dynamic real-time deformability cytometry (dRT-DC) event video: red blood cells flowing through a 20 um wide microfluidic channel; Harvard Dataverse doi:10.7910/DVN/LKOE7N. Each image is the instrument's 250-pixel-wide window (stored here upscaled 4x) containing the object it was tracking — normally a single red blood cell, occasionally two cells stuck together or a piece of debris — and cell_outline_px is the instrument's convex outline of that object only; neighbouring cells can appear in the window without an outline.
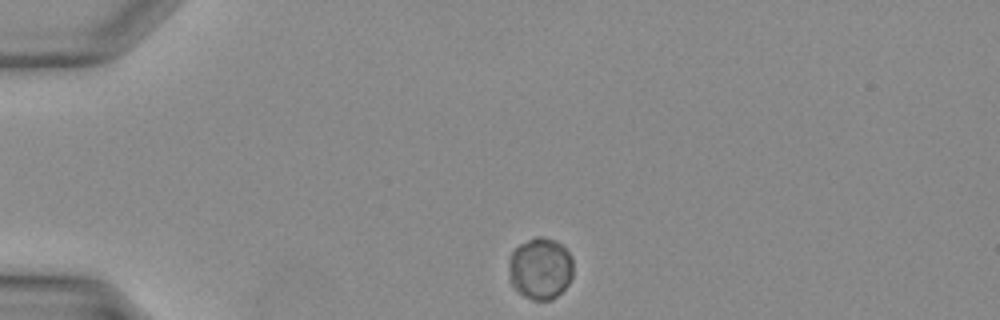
{"species": "Egyptian fruit bat (a non-hibernating species)", "species_latin": "Rousettus aegyptiacus", "temperature_condition": "warm", "stored_images_in_passage": 31, "camera_frame_rate_fps": 3000, "um_per_image_px": 0.085, "animal": {"sex": "female"}, "frame": {"image": 1, "passage_image": 1, "time_ms": 0.0, "image_size_px": [1000, 320], "cell_outline_px": [[572, 276], [568, 284], [552, 300], [532, 300], [524, 296], [512, 284], [508, 268], [512, 252], [520, 244], [536, 236], [540, 236], [552, 240], [560, 244], [568, 252], [572, 260]], "centroid_in_image_um": [45.93, 22.83], "position_along_channel_um": 39.1, "area_um2": 22.77}}
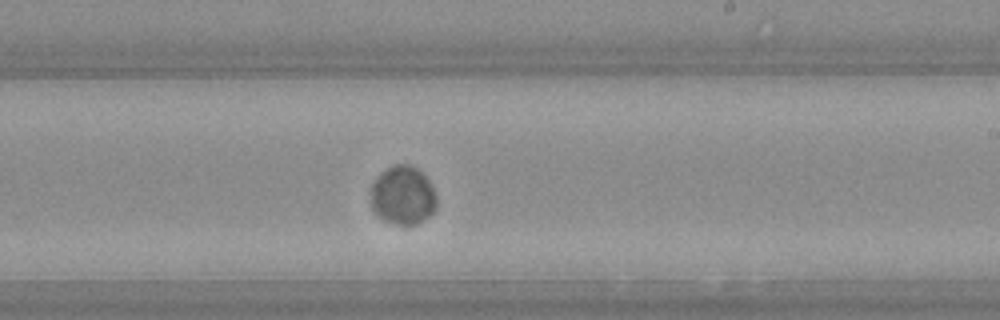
{"frame": {"image": 2, "passage_image": 16, "time_ms": 5.0, "image_size_px": [1000, 320], "cell_outline_px": [[436, 208], [428, 216], [416, 224], [400, 224], [384, 220], [372, 208], [372, 184], [388, 168], [396, 164], [408, 164], [416, 168], [428, 180], [436, 196]], "centroid_in_image_um": [34.26, 16.61], "position_along_channel_um": 254.7, "area_um2": 21.73}}
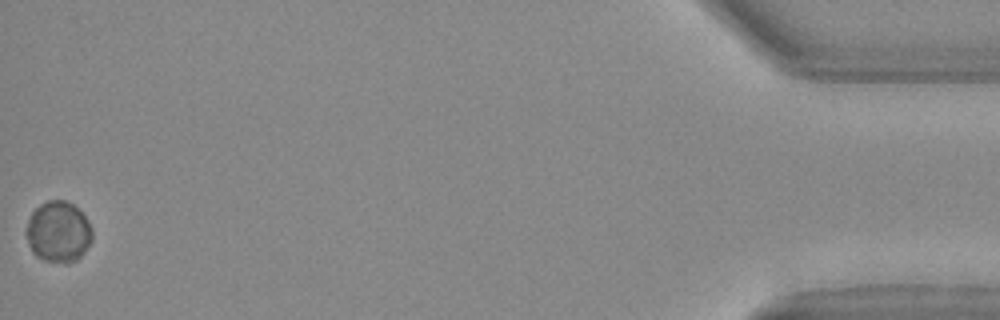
{"frame": {"image": 3, "passage_image": 31, "time_ms": 10.0, "image_size_px": [1000, 320], "cell_outline_px": [[92, 240], [84, 252], [76, 260], [44, 260], [36, 256], [32, 252], [28, 240], [28, 220], [32, 212], [40, 204], [48, 200], [64, 200], [72, 204], [84, 216], [92, 228]], "centroid_in_image_um": [4.97, 19.67], "position_along_channel_um": 430.2, "area_um2": 22.72}}